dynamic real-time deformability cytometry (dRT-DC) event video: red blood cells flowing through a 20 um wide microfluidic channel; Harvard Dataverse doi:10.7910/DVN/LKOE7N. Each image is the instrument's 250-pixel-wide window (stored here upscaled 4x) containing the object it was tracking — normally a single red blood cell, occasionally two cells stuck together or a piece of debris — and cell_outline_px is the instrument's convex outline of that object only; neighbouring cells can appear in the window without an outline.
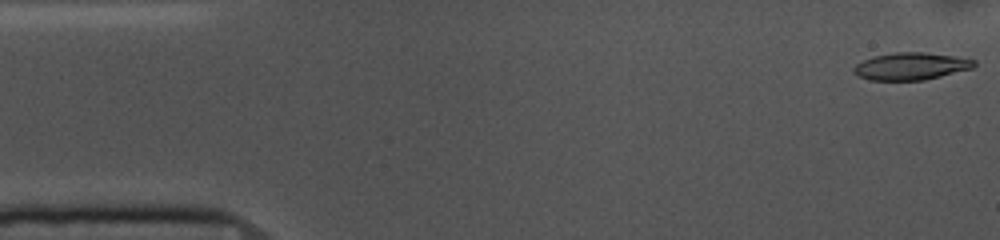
{"species": "common noctule bat (a hibernating species)", "species_latin": "Nyctalus noctula", "temperature_condition": "cold", "stored_images_in_passage": 53, "camera_frame_rate_fps": 3000, "um_per_image_px": 0.085, "animal": {"sex": "female", "body_mass_g": 10.0, "forearm_length_mm": 53.1}, "frame": {"image": 1, "passage_image": 1, "time_ms": 0.0, "image_size_px": [1000, 240], "cell_outline_px": [[976, 64], [972, 68], [924, 80], [868, 80], [860, 76], [852, 68], [856, 64], [872, 56], [896, 52], [924, 52], [952, 56], [976, 60]], "centroid_in_image_um": [77.42, 5.62], "position_along_channel_um": 7.6, "area_um2": 18.9}}
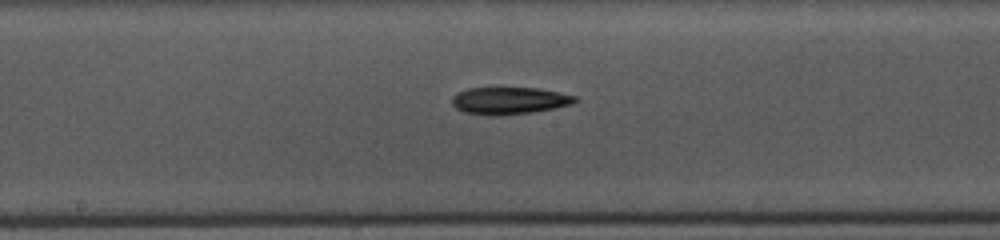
{"frame": {"image": 2, "passage_image": 26, "time_ms": 8.333, "image_size_px": [1000, 240], "cell_outline_px": [[576, 100], [572, 104], [532, 112], [496, 116], [464, 112], [456, 108], [452, 104], [452, 96], [456, 92], [468, 88], [536, 88], [576, 96]], "centroid_in_image_um": [43.23, 8.55], "position_along_channel_um": 205.0, "area_um2": 19.25}}
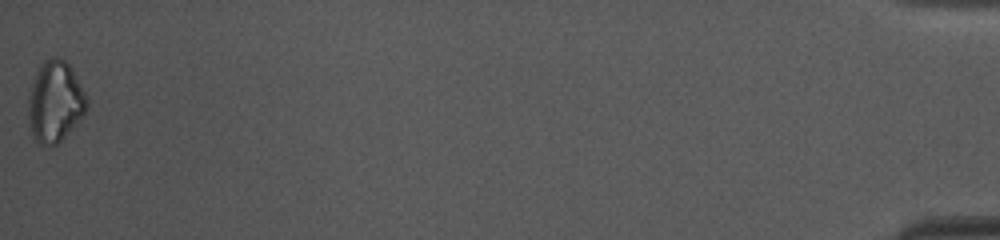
{"frame": {"image": 3, "passage_image": 53, "time_ms": 17.333, "image_size_px": [1000, 240], "cell_outline_px": [[88, 104], [84, 112], [64, 136], [52, 148], [40, 144], [32, 136], [28, 116], [28, 100], [32, 84], [36, 72], [44, 60], [52, 56], [56, 56], [64, 60], [72, 68], [88, 100]], "centroid_in_image_um": [4.65, 8.63], "position_along_channel_um": 430.5, "area_um2": 27.28}, "authors_computed_cell_mechanics": {"area_um2": 19.4786, "velocity_mm_per_s": 3.6747, "shape_relaxation_time_tau1_ms": 3.3713, "shape_relaxation_time_tau2_ms": null, "deformation_change_tau1": 0.1129, "deformation_change_tau2": null}}